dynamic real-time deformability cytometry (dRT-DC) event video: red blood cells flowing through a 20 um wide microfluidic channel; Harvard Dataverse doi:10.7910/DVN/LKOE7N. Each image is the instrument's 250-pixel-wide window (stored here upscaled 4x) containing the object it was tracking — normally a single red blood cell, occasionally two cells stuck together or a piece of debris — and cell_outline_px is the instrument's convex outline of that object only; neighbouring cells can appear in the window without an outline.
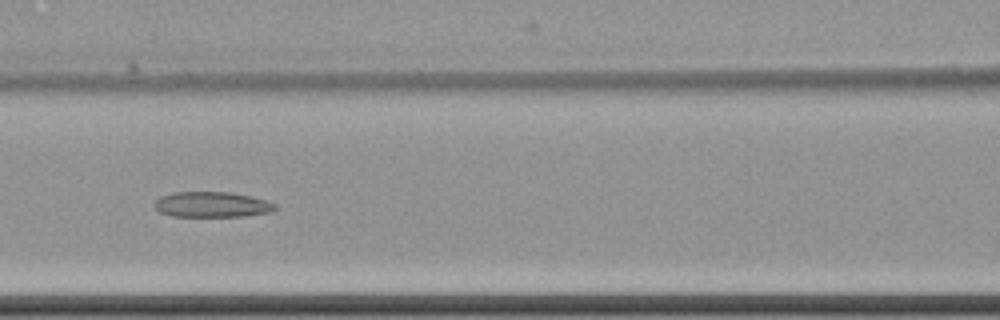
{"species": "common noctule bat (a hibernating species)", "species_latin": "Nyctalus noctula", "temperature_condition": "cold", "stored_images_in_passage": 9, "camera_frame_rate_fps": 3000, "um_per_image_px": 0.085, "animal": {"sex": "female", "body_mass_g": 22.7, "forearm_length_mm": 54.2}, "frame": {"image": 1, "passage_image": 8, "time_ms": 9.333, "image_size_px": [1000, 320], "cell_outline_px": [[276, 208], [268, 212], [244, 216], [172, 216], [160, 212], [152, 204], [160, 196], [176, 192], [228, 192], [248, 196], [264, 200], [276, 204]], "centroid_in_image_um": [17.96, 17.38], "position_along_channel_um": 148.6, "area_um2": 17.63}}
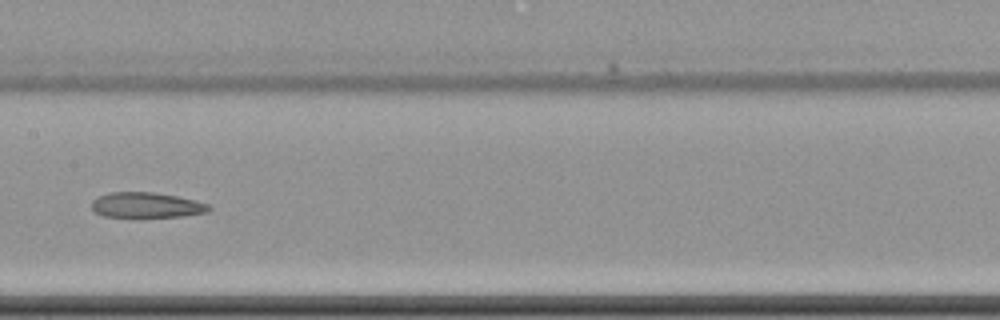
{"frame": {"image": 2, "passage_image": 9, "time_ms": 10.667, "image_size_px": [1000, 320], "cell_outline_px": [[212, 208], [208, 212], [184, 216], [104, 216], [96, 212], [92, 208], [92, 200], [96, 196], [108, 192], [152, 192], [176, 196], [196, 200], [208, 204]], "centroid_in_image_um": [12.45, 17.41], "position_along_channel_um": 194.9, "area_um2": 17.17}}